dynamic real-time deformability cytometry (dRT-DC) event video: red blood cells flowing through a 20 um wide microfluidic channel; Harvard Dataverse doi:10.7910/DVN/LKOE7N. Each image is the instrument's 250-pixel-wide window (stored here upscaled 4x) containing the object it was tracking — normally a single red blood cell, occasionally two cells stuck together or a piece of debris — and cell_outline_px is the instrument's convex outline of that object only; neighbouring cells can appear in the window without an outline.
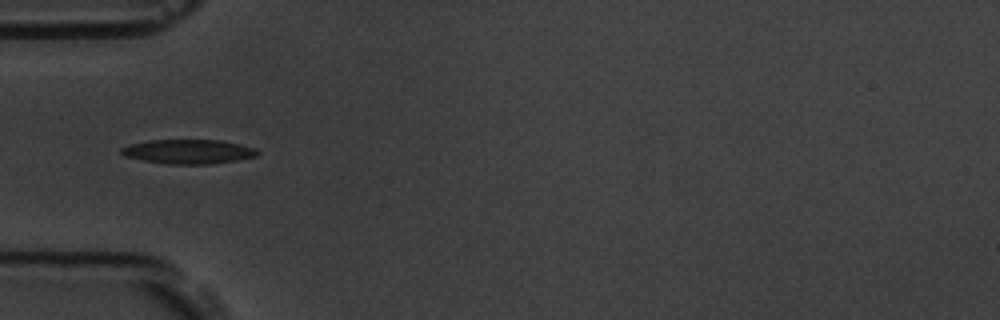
{"species": "common noctule bat (a hibernating species)", "species_latin": "Nyctalus noctula", "temperature_condition": "room temperature", "stored_images_in_passage": 7, "camera_frame_rate_fps": 3000, "um_per_image_px": 0.085, "animal": {"sex": "male", "body_mass_g": 19.5, "forearm_length_mm": 54.6}, "frame": {"image": 1, "passage_image": 6, "time_ms": 5.667, "image_size_px": [1000, 320], "cell_outline_px": [[260, 152], [256, 156], [236, 160], [208, 164], [168, 164], [144, 160], [124, 156], [120, 152], [120, 148], [128, 144], [148, 140], [220, 140], [240, 144], [256, 148]], "centroid_in_image_um": [15.99, 12.88], "position_along_channel_um": 69.0, "area_um2": 19.31}}
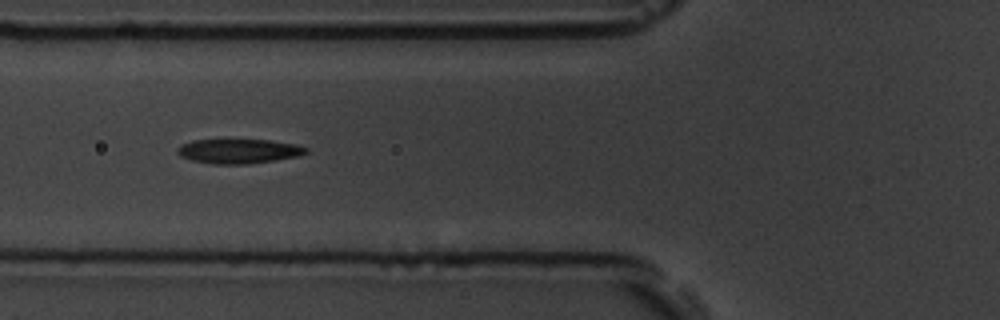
{"frame": {"image": 2, "passage_image": 7, "time_ms": 6.667, "image_size_px": [1000, 320], "cell_outline_px": [[308, 152], [296, 156], [276, 160], [248, 164], [212, 164], [192, 160], [180, 156], [176, 152], [176, 148], [180, 144], [192, 140], [268, 140], [300, 144], [308, 148]], "centroid_in_image_um": [20.28, 12.84], "position_along_channel_um": 105.5, "area_um2": 18.5}}